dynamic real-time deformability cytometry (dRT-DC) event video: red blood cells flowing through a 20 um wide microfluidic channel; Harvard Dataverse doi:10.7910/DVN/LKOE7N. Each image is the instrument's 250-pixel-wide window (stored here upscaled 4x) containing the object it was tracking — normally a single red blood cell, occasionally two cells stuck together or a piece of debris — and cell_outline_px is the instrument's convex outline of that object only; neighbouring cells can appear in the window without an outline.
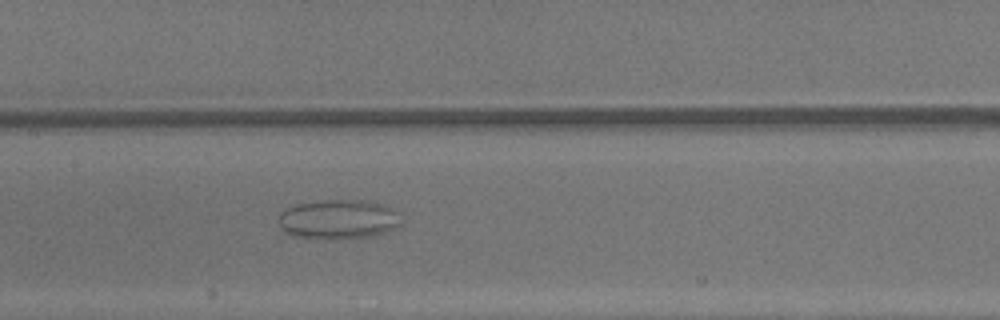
{"species": "common noctule bat (a hibernating species)", "species_latin": "Nyctalus noctula", "temperature_condition": "warm", "stored_images_in_passage": 42, "camera_frame_rate_fps": 3000, "um_per_image_px": 0.085, "animal": {"sex": "male", "body_mass_g": 13.3}, "frame": {"image": 1, "passage_image": 18, "time_ms": 5.667, "image_size_px": [1000, 320], "cell_outline_px": [[400, 224], [396, 228], [384, 232], [368, 236], [336, 240], [332, 240], [296, 236], [288, 232], [280, 224], [280, 212], [284, 208], [296, 204], [324, 200], [368, 200], [392, 208], [400, 212]], "centroid_in_image_um": [28.8, 18.63], "position_along_channel_um": 178.6, "area_um2": 28.21}}
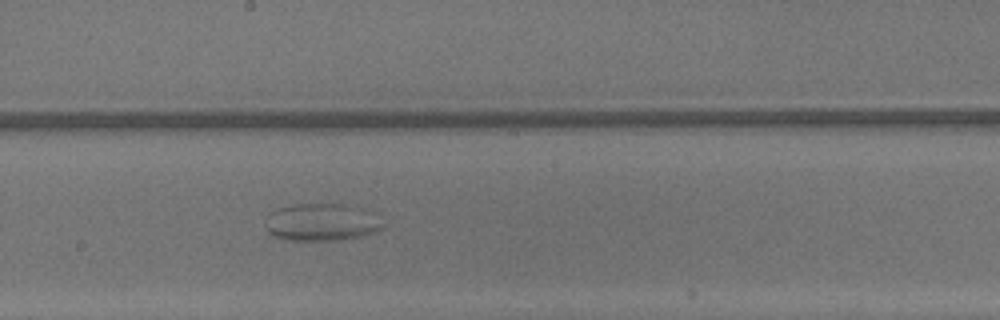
{"frame": {"image": 2, "passage_image": 21, "time_ms": 6.667, "image_size_px": [1000, 320], "cell_outline_px": [[384, 228], [376, 232], [364, 236], [340, 240], [288, 240], [272, 236], [268, 232], [264, 224], [268, 216], [272, 212], [280, 208], [292, 204], [344, 204], [364, 208], [376, 212], [384, 224]], "centroid_in_image_um": [27.41, 18.89], "position_along_channel_um": 220.8, "area_um2": 26.13}}
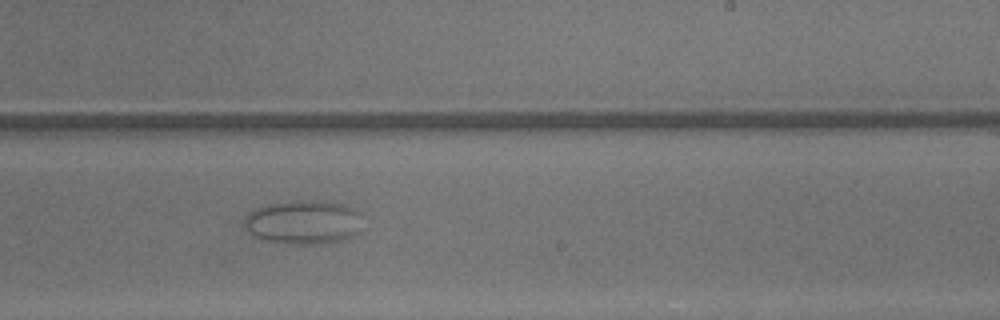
{"frame": {"image": 3, "passage_image": 24, "time_ms": 7.667, "image_size_px": [1000, 320], "cell_outline_px": [[364, 216], [360, 232], [344, 240], [324, 244], [288, 244], [264, 240], [248, 232], [244, 224], [244, 220], [248, 212], [256, 208], [268, 204], [304, 200], [320, 200], [340, 204], [356, 208]], "centroid_in_image_um": [25.86, 18.89], "position_along_channel_um": 263.1, "area_um2": 30.87}}